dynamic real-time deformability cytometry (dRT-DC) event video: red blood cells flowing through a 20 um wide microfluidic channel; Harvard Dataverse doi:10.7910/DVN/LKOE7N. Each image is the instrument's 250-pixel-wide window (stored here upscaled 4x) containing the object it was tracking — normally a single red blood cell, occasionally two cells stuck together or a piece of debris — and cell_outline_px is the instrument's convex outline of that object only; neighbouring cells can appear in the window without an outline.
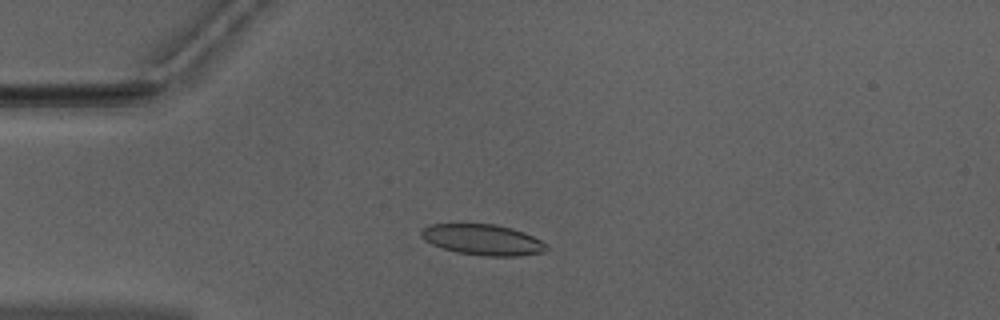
{"species": "Egyptian fruit bat (a non-hibernating species)", "species_latin": "Rousettus aegyptiacus", "temperature_condition": "warm", "stored_images_in_passage": 49, "camera_frame_rate_fps": 3000, "um_per_image_px": 0.085, "animal": {"sex": "male"}, "frame": {"image": 1, "passage_image": 10, "time_ms": 3.0, "image_size_px": [1000, 320], "cell_outline_px": [[548, 248], [544, 252], [520, 256], [484, 256], [456, 252], [432, 244], [424, 240], [420, 236], [420, 228], [428, 224], [496, 224], [512, 228], [524, 232], [548, 244]], "centroid_in_image_um": [41.02, 20.37], "position_along_channel_um": 44.0, "area_um2": 22.66}}
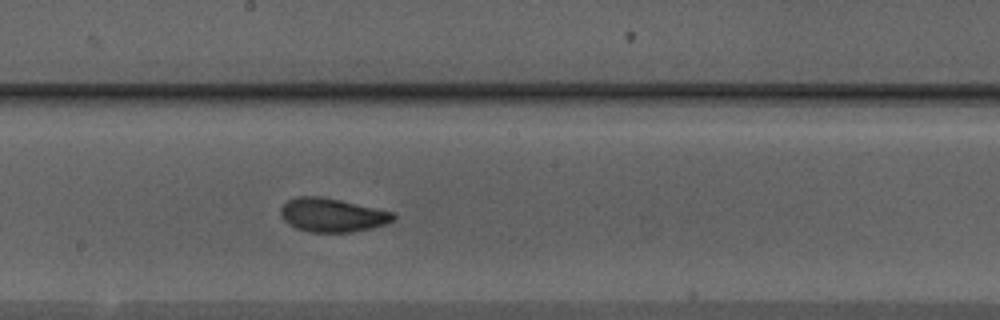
{"frame": {"image": 2, "passage_image": 25, "time_ms": 8.0, "image_size_px": [1000, 320], "cell_outline_px": [[396, 216], [388, 224], [372, 228], [352, 232], [312, 232], [296, 228], [288, 224], [280, 216], [280, 208], [288, 200], [296, 196], [320, 196], [340, 200], [392, 212]], "centroid_in_image_um": [28.21, 18.28], "position_along_channel_um": 220.0, "area_um2": 22.08}}
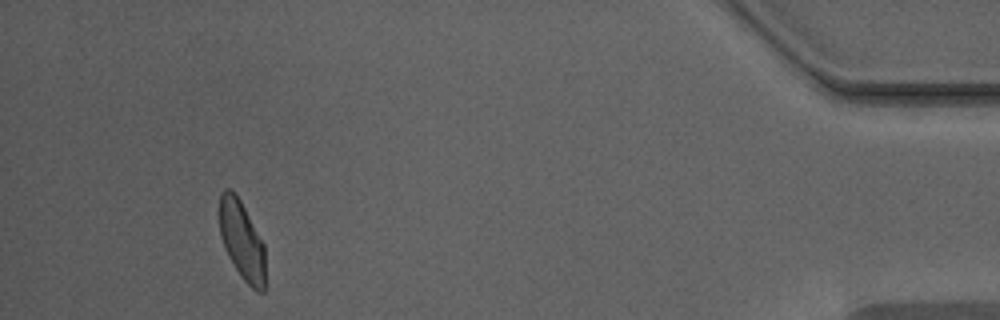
{"frame": {"image": 3, "passage_image": 45, "time_ms": 14.667, "image_size_px": [1000, 320], "cell_outline_px": [[264, 292], [256, 292], [240, 276], [228, 256], [220, 236], [216, 212], [220, 192], [224, 188], [232, 188], [236, 192], [264, 244]], "centroid_in_image_um": [20.49, 20.34], "position_along_channel_um": 414.7, "area_um2": 21.68}, "authors_computed_cell_mechanics": {"area_um2": 21.964, "velocity_mm_per_s": 3.9529, "shape_relaxation_time_tau1_ms": 3.8632, "shape_relaxation_time_tau2_ms": 1.3925, "deformation_change_tau1": 0.1394, "deformation_change_tau2": 0.0743}}